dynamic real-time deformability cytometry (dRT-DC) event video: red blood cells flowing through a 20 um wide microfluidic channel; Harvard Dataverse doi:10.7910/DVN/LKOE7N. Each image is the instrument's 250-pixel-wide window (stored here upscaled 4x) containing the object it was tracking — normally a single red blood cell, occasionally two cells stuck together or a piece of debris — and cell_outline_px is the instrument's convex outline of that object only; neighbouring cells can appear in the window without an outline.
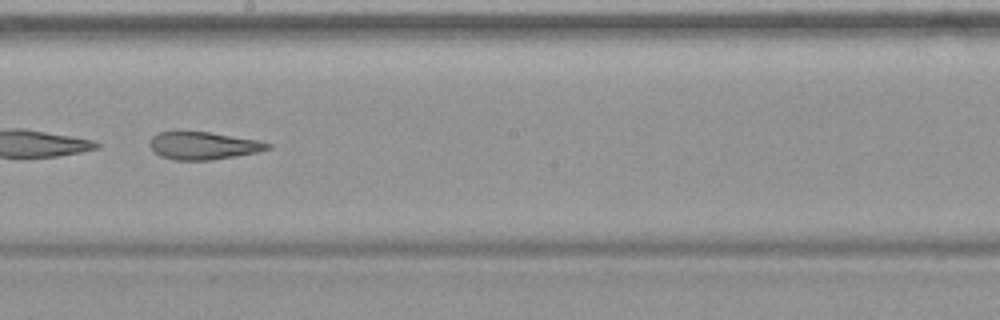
{"species": "common noctule bat (a hibernating species)", "species_latin": "Nyctalus noctula", "temperature_condition": "warm", "stored_images_in_passage": 29, "camera_frame_rate_fps": 3000, "um_per_image_px": 0.085, "animal": {"sex": "female", "body_mass_g": 19.9}, "frame": {"image": 1, "passage_image": 13, "time_ms": 4.0, "image_size_px": [1000, 320], "cell_outline_px": [[272, 148], [256, 152], [212, 160], [172, 160], [160, 156], [148, 144], [152, 136], [160, 132], [176, 128], [180, 128], [208, 132], [256, 140], [272, 144]], "centroid_in_image_um": [17.19, 12.34], "position_along_channel_um": 231.0, "area_um2": 19.48}}